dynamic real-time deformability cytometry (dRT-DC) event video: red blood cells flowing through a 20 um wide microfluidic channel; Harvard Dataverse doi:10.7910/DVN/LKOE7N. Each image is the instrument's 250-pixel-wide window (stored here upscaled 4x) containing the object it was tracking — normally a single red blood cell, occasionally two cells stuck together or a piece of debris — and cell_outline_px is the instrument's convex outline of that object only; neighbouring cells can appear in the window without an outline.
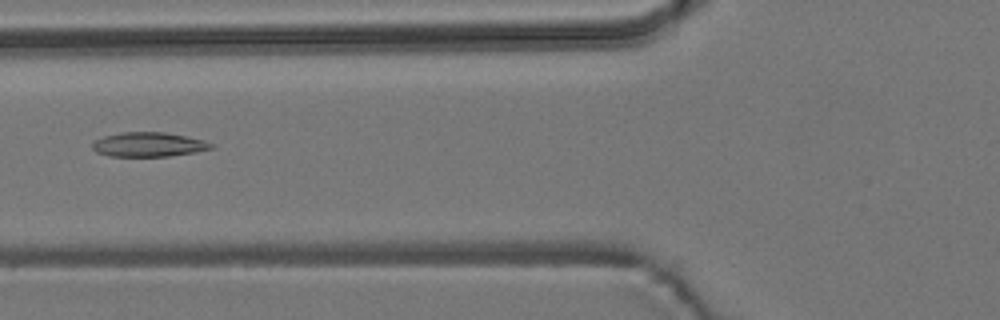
{"species": "common noctule bat (a hibernating species)", "species_latin": "Nyctalus noctula", "temperature_condition": "room temperature", "stored_images_in_passage": 5, "camera_frame_rate_fps": 3000, "um_per_image_px": 0.085, "animal": {"sex": "male", "body_mass_g": 19.2, "forearm_length_mm": 51.8}, "frame": {"image": 1, "passage_image": 5, "time_ms": 6.333, "image_size_px": [1000, 320], "cell_outline_px": [[216, 148], [196, 152], [168, 156], [108, 156], [96, 152], [92, 148], [92, 140], [104, 136], [120, 132], [164, 132], [204, 140], [216, 144]], "centroid_in_image_um": [12.64, 12.28], "position_along_channel_um": 113.2, "area_um2": 17.11}}